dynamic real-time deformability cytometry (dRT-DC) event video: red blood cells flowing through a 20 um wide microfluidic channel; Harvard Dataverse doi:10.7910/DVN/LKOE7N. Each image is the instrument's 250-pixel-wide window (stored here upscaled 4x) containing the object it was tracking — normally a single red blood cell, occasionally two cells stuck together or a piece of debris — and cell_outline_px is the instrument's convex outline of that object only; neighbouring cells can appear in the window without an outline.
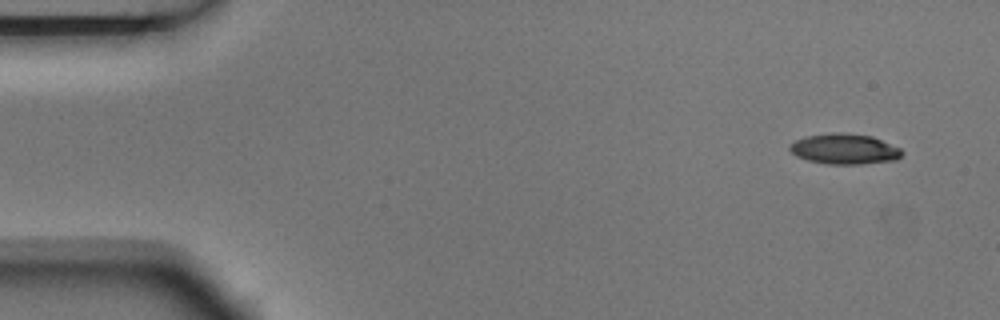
{"species": "Egyptian fruit bat (a non-hibernating species)", "species_latin": "Rousettus aegyptiacus", "temperature_condition": "room temperature", "stored_images_in_passage": 4, "segment_of_instrument_passage": [2, 2], "camera_frame_rate_fps": 3000, "um_per_image_px": 0.085, "animal": {"sex": "male"}, "frame": {"image": 1, "passage_image": 4, "time_ms": 1.0, "image_size_px": [1000, 320], "cell_outline_px": [[904, 152], [896, 160], [860, 164], [828, 164], [808, 160], [796, 156], [788, 148], [788, 144], [804, 136], [832, 132], [848, 132], [872, 136], [900, 148]], "centroid_in_image_um": [71.76, 12.65], "position_along_channel_um": 13.2, "area_um2": 20.11}}